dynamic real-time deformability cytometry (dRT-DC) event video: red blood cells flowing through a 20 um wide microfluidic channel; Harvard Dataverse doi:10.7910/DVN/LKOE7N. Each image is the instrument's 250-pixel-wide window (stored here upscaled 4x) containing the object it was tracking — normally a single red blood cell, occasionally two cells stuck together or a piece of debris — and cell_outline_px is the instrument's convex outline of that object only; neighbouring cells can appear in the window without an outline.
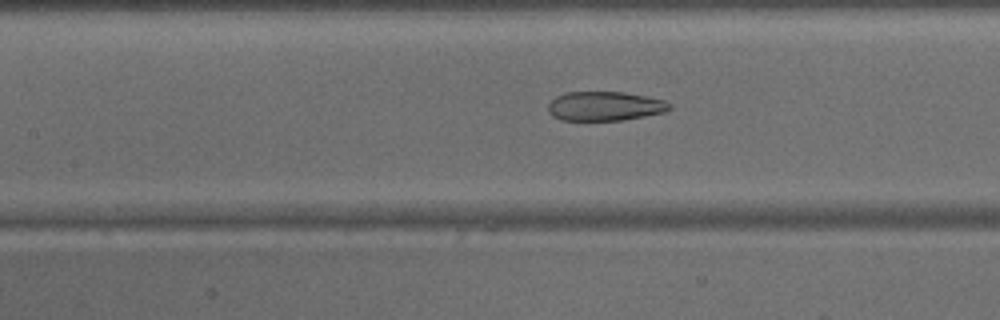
{"species": "common noctule bat (a hibernating species)", "species_latin": "Nyctalus noctula", "temperature_condition": "warm", "stored_images_in_passage": 44, "camera_frame_rate_fps": 3000, "um_per_image_px": 0.085, "animal": {"sex": "male", "body_mass_g": 15.6}, "frame": {"image": 1, "passage_image": 18, "time_ms": 5.667, "image_size_px": [1000, 320], "cell_outline_px": [[672, 108], [664, 112], [624, 120], [560, 120], [552, 116], [548, 112], [548, 104], [556, 96], [568, 92], [624, 92], [648, 96], [664, 100], [672, 104]], "centroid_in_image_um": [51.42, 9.02], "position_along_channel_um": 156.0, "area_um2": 20.81}}
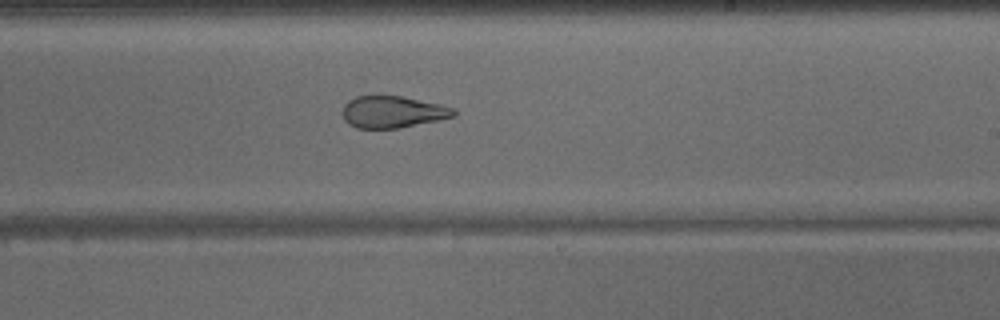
{"frame": {"image": 2, "passage_image": 25, "time_ms": 8.0, "image_size_px": [1000, 320], "cell_outline_px": [[456, 116], [400, 128], [356, 128], [348, 124], [344, 120], [344, 104], [348, 100], [356, 96], [400, 96], [440, 104], [452, 108], [456, 112]], "centroid_in_image_um": [33.36, 9.52], "position_along_channel_um": 255.6, "area_um2": 20.46}}
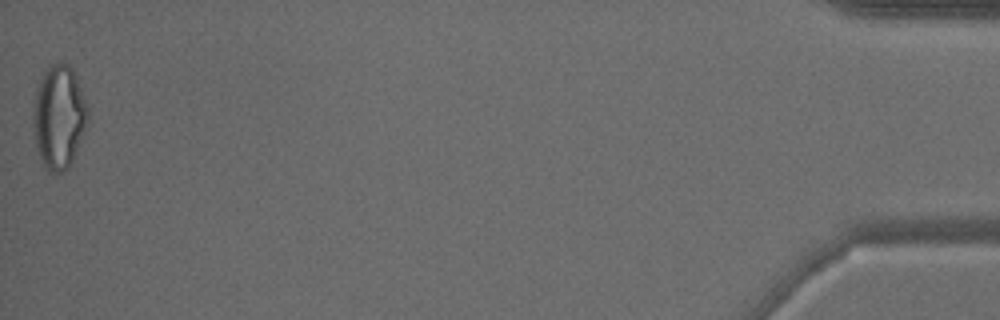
{"frame": {"image": 3, "passage_image": 44, "time_ms": 14.333, "image_size_px": [1000, 320], "cell_outline_px": [[88, 120], [72, 160], [68, 168], [64, 172], [52, 176], [44, 168], [36, 144], [32, 120], [32, 108], [36, 92], [40, 80], [44, 72], [52, 64], [60, 60], [68, 64], [72, 68], [88, 104]], "centroid_in_image_um": [5.0, 9.95], "position_along_channel_um": 430.2, "area_um2": 33.18}}